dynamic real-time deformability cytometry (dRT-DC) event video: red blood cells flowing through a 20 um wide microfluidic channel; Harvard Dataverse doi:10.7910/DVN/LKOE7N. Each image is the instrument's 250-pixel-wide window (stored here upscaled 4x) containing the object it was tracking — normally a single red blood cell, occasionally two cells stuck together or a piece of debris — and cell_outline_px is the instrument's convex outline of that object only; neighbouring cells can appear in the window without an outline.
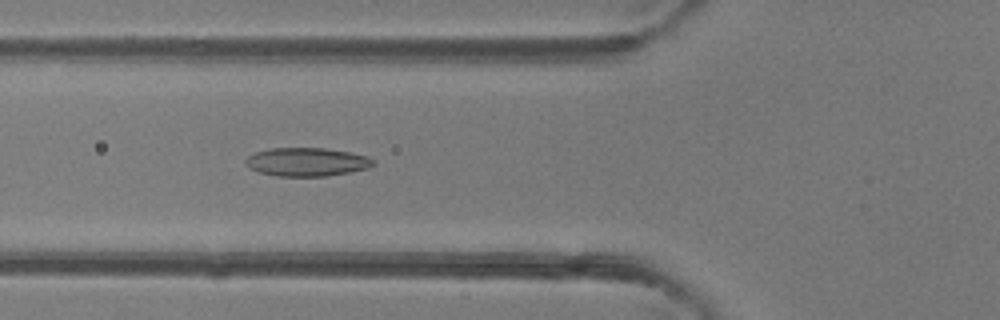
{"species": "common noctule bat (a hibernating species)", "species_latin": "Nyctalus noctula", "temperature_condition": "room temperature", "stored_images_in_passage": 47, "camera_frame_rate_fps": 3000, "um_per_image_px": 0.085, "animal": {"sex": "female"}, "frame": {"image": 1, "passage_image": 17, "time_ms": 5.333, "image_size_px": [1000, 320], "cell_outline_px": [[376, 164], [368, 168], [328, 176], [276, 176], [260, 172], [244, 164], [244, 160], [248, 156], [256, 152], [268, 148], [324, 148], [348, 152], [368, 156], [376, 160]], "centroid_in_image_um": [26.09, 13.76], "position_along_channel_um": 99.7, "area_um2": 21.21}}
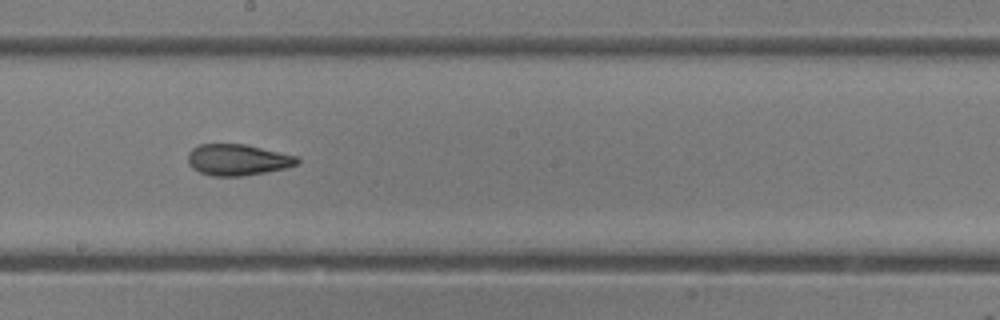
{"frame": {"image": 2, "passage_image": 26, "time_ms": 8.333, "image_size_px": [1000, 320], "cell_outline_px": [[300, 164], [284, 168], [264, 172], [240, 176], [212, 176], [200, 172], [192, 168], [188, 164], [188, 152], [192, 148], [200, 144], [244, 144], [296, 156], [300, 160]], "centroid_in_image_um": [20.17, 13.58], "position_along_channel_um": 228.0, "area_um2": 19.77}}
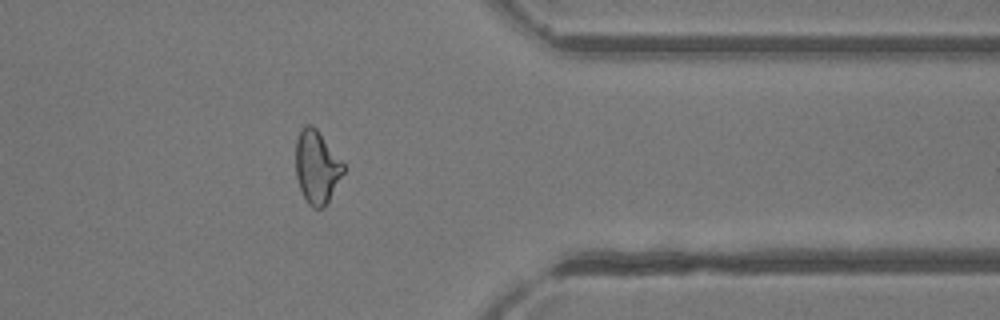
{"frame": {"image": 3, "passage_image": 38, "time_ms": 12.333, "image_size_px": [1000, 320], "cell_outline_px": [[344, 172], [324, 208], [312, 208], [308, 204], [300, 188], [296, 176], [296, 140], [304, 124], [312, 124], [316, 128], [344, 164]], "centroid_in_image_um": [26.91, 14.19], "position_along_channel_um": 384.5, "area_um2": 20.06}, "authors_computed_cell_mechanics": {"area_um2": 21.3282, "velocity_mm_per_s": 4.2543, "shape_relaxation_time_tau1_ms": 5.7167, "shape_relaxation_time_tau2_ms": 2.3043, "deformation_change_tau1": 0.1682, "deformation_change_tau2": 0.0928}}